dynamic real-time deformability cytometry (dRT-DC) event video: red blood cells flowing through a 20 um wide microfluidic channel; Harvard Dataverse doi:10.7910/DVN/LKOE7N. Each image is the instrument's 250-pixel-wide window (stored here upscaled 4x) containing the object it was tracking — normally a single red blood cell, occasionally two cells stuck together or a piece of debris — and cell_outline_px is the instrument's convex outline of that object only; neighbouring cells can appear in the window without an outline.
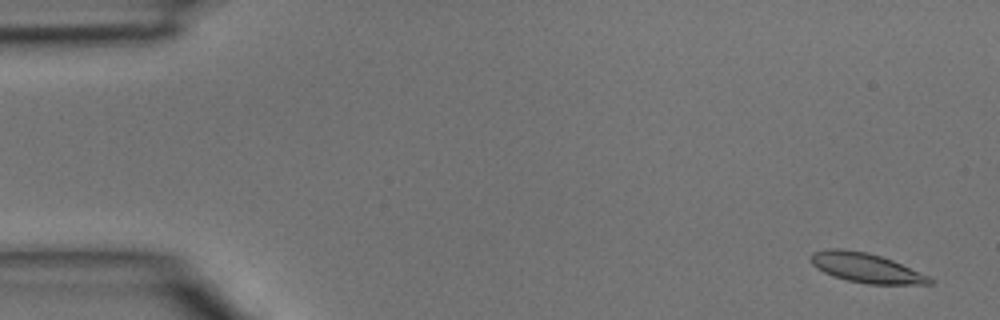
{"species": "common noctule bat (a hibernating species)", "species_latin": "Nyctalus noctula", "temperature_condition": "room temperature", "stored_images_in_passage": 4, "camera_frame_rate_fps": 3000, "um_per_image_px": 0.085, "animal": {"sex": "male", "body_mass_g": 15.6}, "frame": {"image": 1, "passage_image": 1, "time_ms": 0.0, "image_size_px": [1000, 320], "cell_outline_px": [[936, 280], [932, 284], [868, 284], [848, 280], [824, 272], [816, 268], [812, 264], [808, 256], [812, 252], [828, 248], [844, 248], [868, 252], [892, 260], [928, 276]], "centroid_in_image_um": [73.58, 22.75], "position_along_channel_um": 11.4, "area_um2": 20.46}}
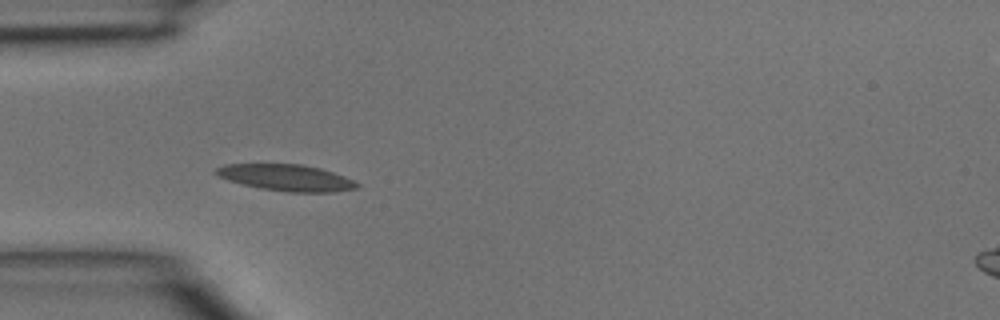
{"frame": {"image": 2, "passage_image": 4, "time_ms": 1.0, "image_size_px": [1000, 320], "cell_outline_px": [[360, 184], [356, 188], [336, 192], [288, 192], [260, 188], [228, 180], [212, 172], [216, 168], [224, 164], [304, 164], [320, 168], [344, 176]], "centroid_in_image_um": [24.33, 15.1], "position_along_channel_um": 60.7, "area_um2": 21.62}}